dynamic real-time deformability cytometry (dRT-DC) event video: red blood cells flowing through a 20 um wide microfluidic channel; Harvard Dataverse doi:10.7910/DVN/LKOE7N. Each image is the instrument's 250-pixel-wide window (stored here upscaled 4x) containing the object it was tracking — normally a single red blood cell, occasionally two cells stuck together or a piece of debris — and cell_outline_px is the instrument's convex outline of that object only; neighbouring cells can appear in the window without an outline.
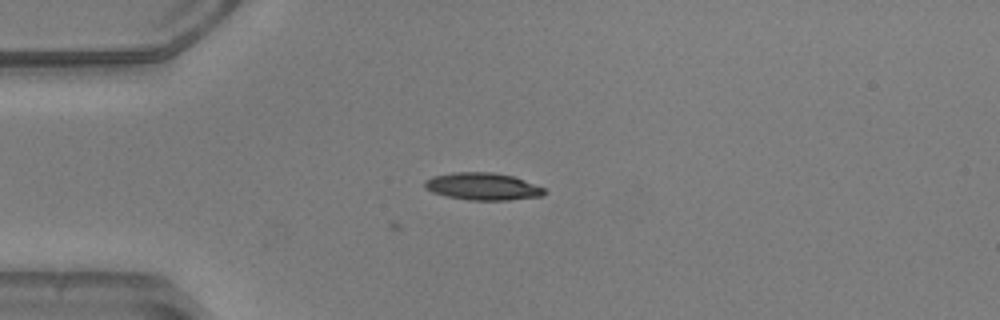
{"species": "common noctule bat (a hibernating species)", "species_latin": "Nyctalus noctula", "temperature_condition": "warm", "stored_images_in_passage": 7, "camera_frame_rate_fps": 3000, "um_per_image_px": 0.085, "animal": {"sex": "male", "body_mass_g": 20.5, "forearm_length_mm": 52.5}, "frame": {"image": 1, "passage_image": 7, "time_ms": 2.0, "image_size_px": [1000, 320], "cell_outline_px": [[548, 192], [544, 196], [508, 200], [468, 200], [448, 196], [432, 192], [424, 188], [424, 180], [432, 176], [452, 172], [492, 172], [512, 176], [544, 188]], "centroid_in_image_um": [41.01, 15.85], "position_along_channel_um": 44.0, "area_um2": 19.07}}